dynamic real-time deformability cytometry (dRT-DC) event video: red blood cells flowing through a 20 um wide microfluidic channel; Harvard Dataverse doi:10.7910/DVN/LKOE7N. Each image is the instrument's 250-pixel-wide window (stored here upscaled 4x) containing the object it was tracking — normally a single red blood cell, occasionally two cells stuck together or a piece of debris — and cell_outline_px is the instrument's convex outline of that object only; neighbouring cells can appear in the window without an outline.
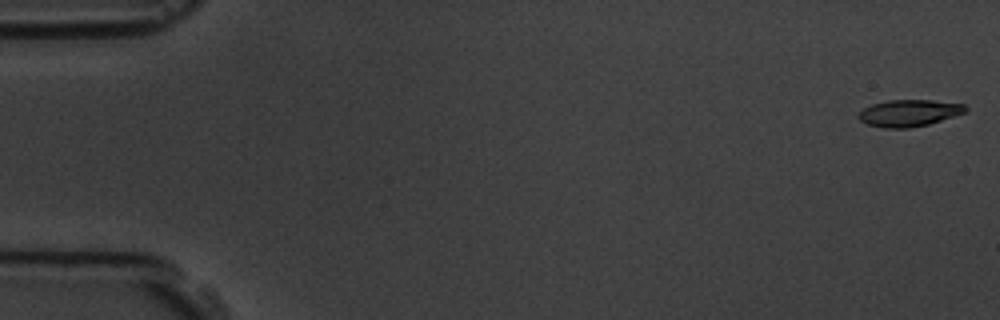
{"species": "common noctule bat (a hibernating species)", "species_latin": "Nyctalus noctula", "temperature_condition": "room temperature", "stored_images_in_passage": 6, "camera_frame_rate_fps": 3000, "um_per_image_px": 0.085, "animal": {"sex": "male", "body_mass_g": 19.5, "forearm_length_mm": 54.6}, "frame": {"image": 1, "passage_image": 1, "time_ms": 0.0, "image_size_px": [1000, 320], "cell_outline_px": [[968, 112], [928, 124], [908, 128], [884, 128], [868, 124], [860, 120], [856, 116], [864, 108], [872, 104], [888, 100], [932, 100], [964, 104], [968, 108]], "centroid_in_image_um": [77.29, 9.6], "position_along_channel_um": 7.7, "area_um2": 16.7}}
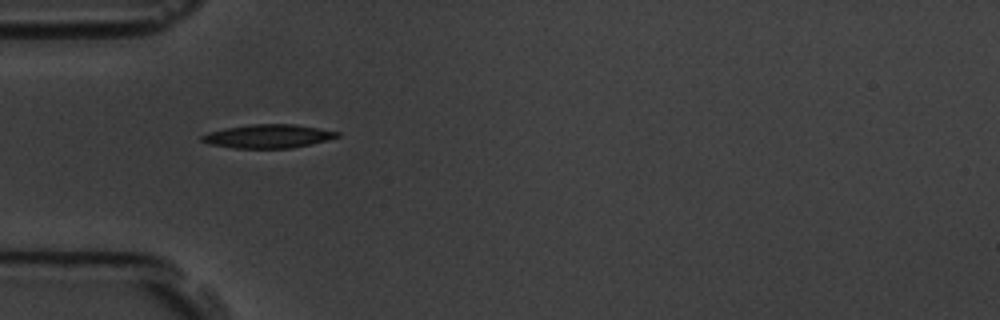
{"frame": {"image": 2, "passage_image": 5, "time_ms": 5.333, "image_size_px": [1000, 320], "cell_outline_px": [[340, 136], [312, 144], [292, 148], [236, 148], [208, 144], [200, 140], [200, 136], [208, 132], [224, 128], [252, 124], [296, 124], [340, 132]], "centroid_in_image_um": [22.77, 11.58], "position_along_channel_um": 62.2, "area_um2": 18.67}}
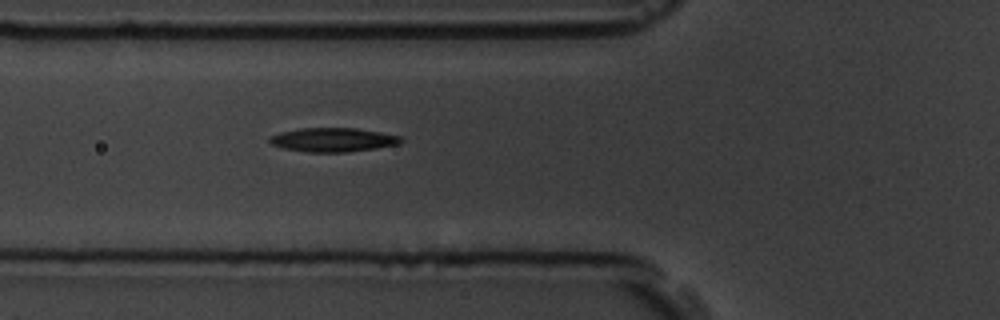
{"frame": {"image": 3, "passage_image": 6, "time_ms": 6.333, "image_size_px": [1000, 320], "cell_outline_px": [[404, 140], [400, 144], [376, 148], [348, 152], [308, 152], [284, 148], [272, 144], [268, 140], [268, 136], [280, 132], [300, 128], [356, 128], [380, 132], [400, 136]], "centroid_in_image_um": [28.31, 11.88], "position_along_channel_um": 97.5, "area_um2": 18.38}}